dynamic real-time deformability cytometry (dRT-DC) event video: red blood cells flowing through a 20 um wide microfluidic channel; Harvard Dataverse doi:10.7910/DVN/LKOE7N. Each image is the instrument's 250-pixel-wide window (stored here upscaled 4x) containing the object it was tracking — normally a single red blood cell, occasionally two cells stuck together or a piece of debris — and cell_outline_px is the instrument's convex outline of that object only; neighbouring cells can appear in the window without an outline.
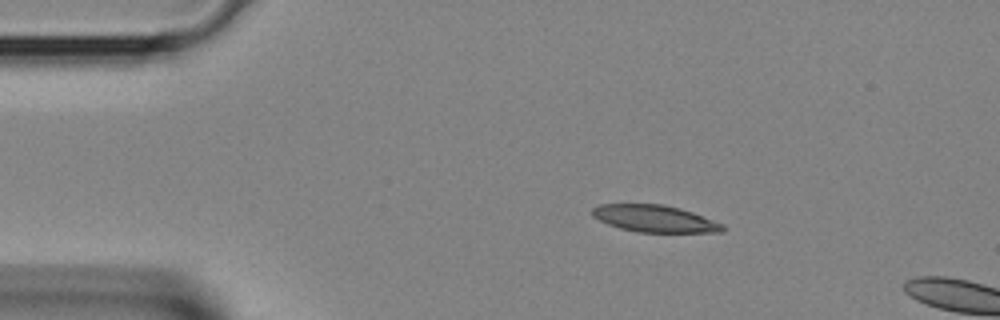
{"species": "Egyptian fruit bat (a non-hibernating species)", "species_latin": "Rousettus aegyptiacus", "temperature_condition": "room temperature", "stored_images_in_passage": 32, "camera_frame_rate_fps": 3000, "um_per_image_px": 0.085, "animal": {"sex": "female"}, "frame": {"image": 1, "passage_image": 1, "time_ms": 0.0, "image_size_px": [1000, 320], "cell_outline_px": [[724, 232], [636, 232], [620, 228], [608, 224], [592, 216], [592, 208], [600, 204], [664, 204], [680, 208], [692, 212], [724, 224]], "centroid_in_image_um": [55.65, 18.58], "position_along_channel_um": 29.4, "area_um2": 20.46}}
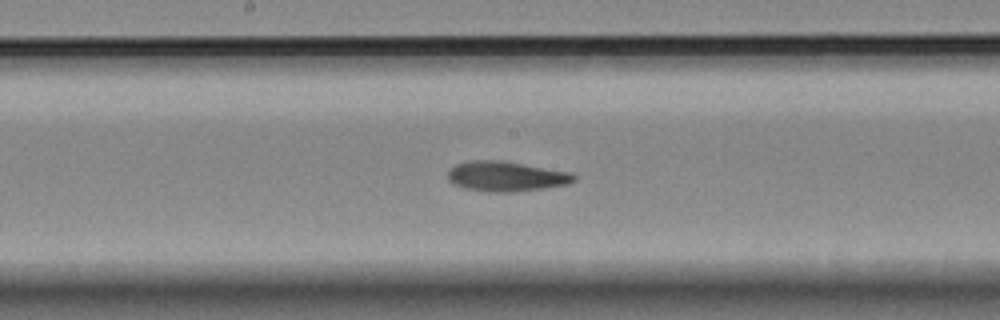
{"frame": {"image": 2, "passage_image": 14, "time_ms": 4.333, "image_size_px": [1000, 320], "cell_outline_px": [[576, 180], [568, 184], [540, 188], [508, 192], [492, 192], [464, 188], [448, 180], [448, 168], [456, 164], [468, 160], [504, 160], [572, 172], [576, 176]], "centroid_in_image_um": [43.01, 14.96], "position_along_channel_um": 205.2, "area_um2": 22.14}}
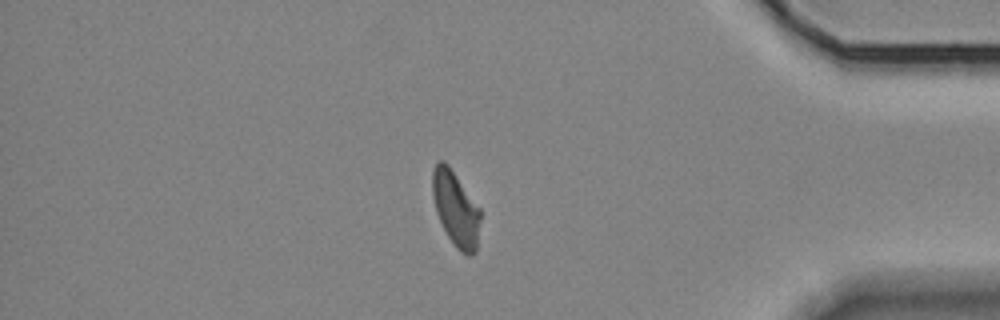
{"frame": {"image": 3, "passage_image": 27, "time_ms": 8.667, "image_size_px": [1000, 320], "cell_outline_px": [[480, 220], [476, 252], [472, 256], [468, 256], [460, 252], [456, 248], [448, 236], [436, 212], [432, 196], [432, 172], [436, 160], [444, 160], [448, 164], [480, 208]], "centroid_in_image_um": [38.73, 17.73], "position_along_channel_um": 396.5, "area_um2": 21.04}}